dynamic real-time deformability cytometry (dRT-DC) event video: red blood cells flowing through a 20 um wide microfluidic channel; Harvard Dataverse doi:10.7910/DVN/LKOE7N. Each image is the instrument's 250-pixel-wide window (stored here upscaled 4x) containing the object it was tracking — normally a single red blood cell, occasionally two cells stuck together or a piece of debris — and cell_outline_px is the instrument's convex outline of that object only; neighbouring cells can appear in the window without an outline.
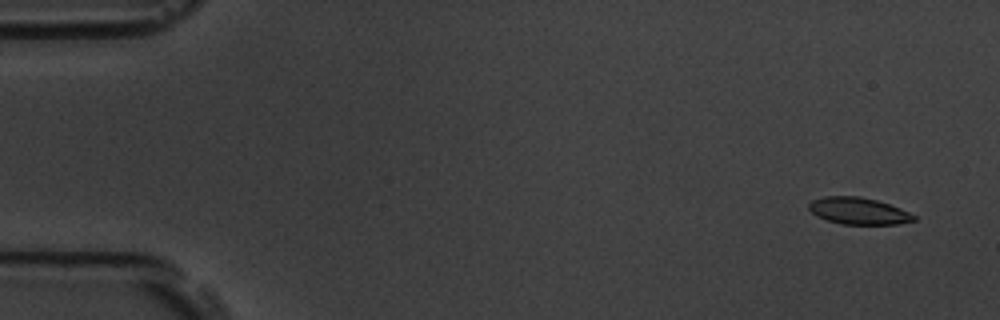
{"species": "common noctule bat (a hibernating species)", "species_latin": "Nyctalus noctula", "temperature_condition": "room temperature", "stored_images_in_passage": 5, "camera_frame_rate_fps": 3000, "um_per_image_px": 0.085, "animal": {"sex": "male", "body_mass_g": 19.5, "forearm_length_mm": 54.6}, "frame": {"image": 1, "passage_image": 1, "time_ms": 0.0, "image_size_px": [1000, 320], "cell_outline_px": [[916, 220], [896, 224], [840, 224], [816, 216], [808, 208], [808, 204], [812, 200], [824, 196], [860, 196], [876, 200], [900, 208], [916, 216]], "centroid_in_image_um": [72.95, 17.92], "position_along_channel_um": 12.1, "area_um2": 16.36}}
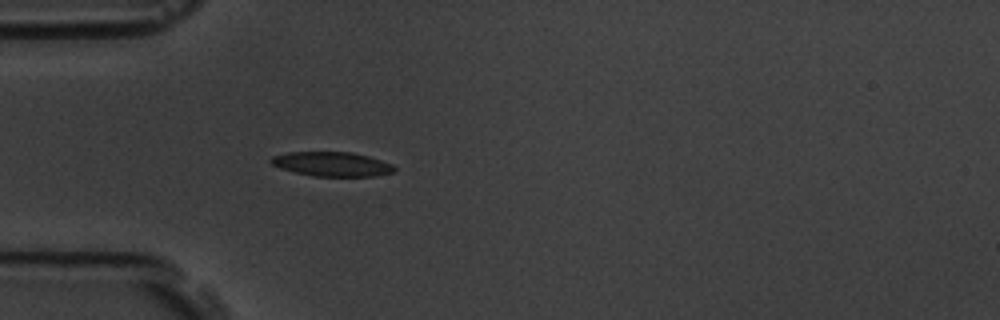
{"frame": {"image": 2, "passage_image": 5, "time_ms": 1.333, "image_size_px": [1000, 320], "cell_outline_px": [[396, 172], [376, 176], [312, 176], [280, 168], [272, 164], [268, 160], [272, 156], [288, 152], [352, 152], [368, 156], [392, 164], [396, 168]], "centroid_in_image_um": [28.23, 13.95], "position_along_channel_um": 56.8, "area_um2": 17.57}}